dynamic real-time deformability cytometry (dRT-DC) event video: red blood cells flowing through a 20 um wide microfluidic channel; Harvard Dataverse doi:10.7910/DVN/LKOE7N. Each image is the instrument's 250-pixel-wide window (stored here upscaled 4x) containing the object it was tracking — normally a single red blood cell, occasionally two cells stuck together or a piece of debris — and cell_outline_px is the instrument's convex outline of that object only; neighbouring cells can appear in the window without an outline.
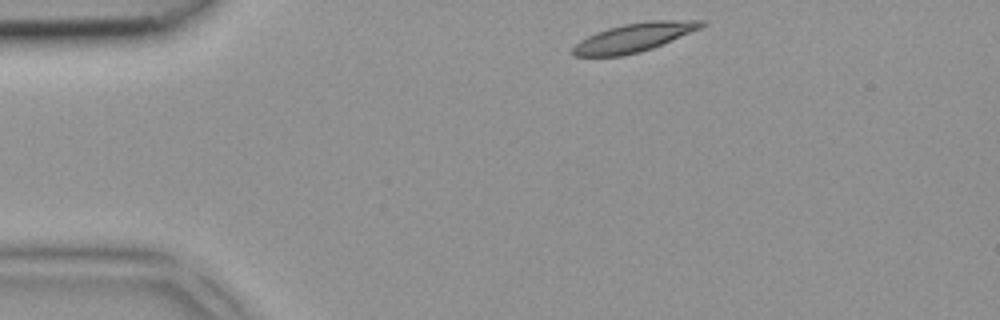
{"species": "common noctule bat (a hibernating species)", "species_latin": "Nyctalus noctula", "temperature_condition": "room temperature", "stored_images_in_passage": 2, "camera_frame_rate_fps": 3000, "um_per_image_px": 0.085, "animal": {"sex": "female", "body_mass_g": 18.4}, "frame": {"image": 1, "passage_image": 1, "time_ms": 0.0, "image_size_px": [1000, 320], "cell_outline_px": [[708, 24], [700, 28], [652, 48], [640, 52], [620, 56], [572, 56], [572, 48], [580, 40], [596, 32], [608, 28], [624, 24], [648, 20], [704, 20]], "centroid_in_image_um": [53.89, 3.18], "position_along_channel_um": 31.1, "area_um2": 21.39}}